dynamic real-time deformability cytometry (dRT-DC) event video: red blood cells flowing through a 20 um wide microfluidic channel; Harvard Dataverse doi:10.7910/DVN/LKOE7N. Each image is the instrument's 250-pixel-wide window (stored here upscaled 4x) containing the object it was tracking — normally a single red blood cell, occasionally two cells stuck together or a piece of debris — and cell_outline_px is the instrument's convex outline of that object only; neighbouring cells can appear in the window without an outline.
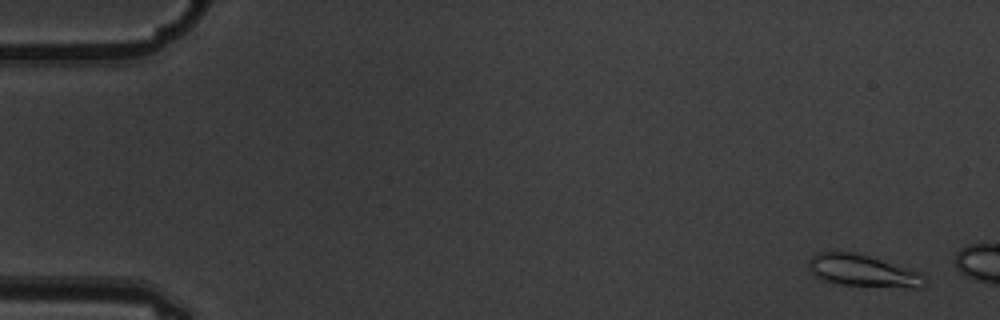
{"species": "common noctule bat (a hibernating species)", "species_latin": "Nyctalus noctula", "temperature_condition": "warm", "stored_images_in_passage": 5, "camera_frame_rate_fps": 3000, "um_per_image_px": 0.085, "animal": {"sex": "male", "body_mass_g": 19.5, "forearm_length_mm": 54.6}, "frame": {"image": 1, "passage_image": 1, "time_ms": 0.0, "image_size_px": [1000, 320], "cell_outline_px": [[928, 280], [924, 288], [912, 288], [840, 284], [824, 280], [816, 276], [808, 268], [808, 260], [812, 256], [820, 252], [852, 252], [868, 256], [920, 272]], "centroid_in_image_um": [73.38, 23.03], "position_along_channel_um": 11.6, "area_um2": 21.44}}